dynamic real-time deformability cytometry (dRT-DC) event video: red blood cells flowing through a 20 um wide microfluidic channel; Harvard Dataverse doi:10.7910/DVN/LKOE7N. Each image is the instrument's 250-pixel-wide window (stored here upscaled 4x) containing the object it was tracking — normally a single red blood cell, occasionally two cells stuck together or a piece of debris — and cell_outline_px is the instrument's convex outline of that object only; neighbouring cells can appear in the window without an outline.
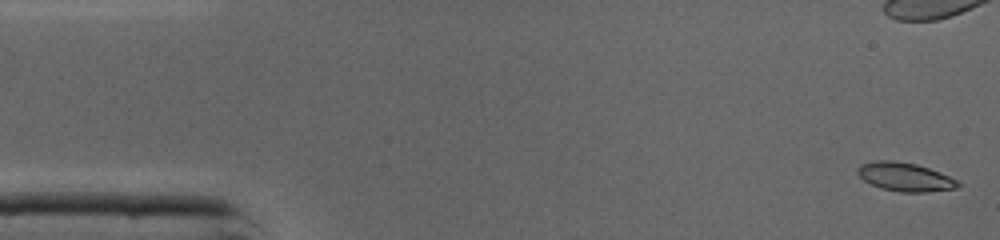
{"species": "common noctule bat (a hibernating species)", "species_latin": "Nyctalus noctula", "temperature_condition": "cold", "stored_images_in_passage": 46, "camera_frame_rate_fps": 3000, "um_per_image_px": 0.085, "animal": {"sex": "male", "body_mass_g": 19.0, "forearm_length_mm": 50.8}, "frame": {"image": 1, "passage_image": 1, "time_ms": 0.0, "image_size_px": [1000, 240], "cell_outline_px": [[960, 184], [956, 188], [928, 192], [900, 192], [880, 188], [864, 180], [856, 172], [856, 168], [860, 164], [872, 160], [896, 160], [916, 164], [940, 172], [956, 180]], "centroid_in_image_um": [76.87, 15.02], "position_along_channel_um": 8.1, "area_um2": 16.82}}